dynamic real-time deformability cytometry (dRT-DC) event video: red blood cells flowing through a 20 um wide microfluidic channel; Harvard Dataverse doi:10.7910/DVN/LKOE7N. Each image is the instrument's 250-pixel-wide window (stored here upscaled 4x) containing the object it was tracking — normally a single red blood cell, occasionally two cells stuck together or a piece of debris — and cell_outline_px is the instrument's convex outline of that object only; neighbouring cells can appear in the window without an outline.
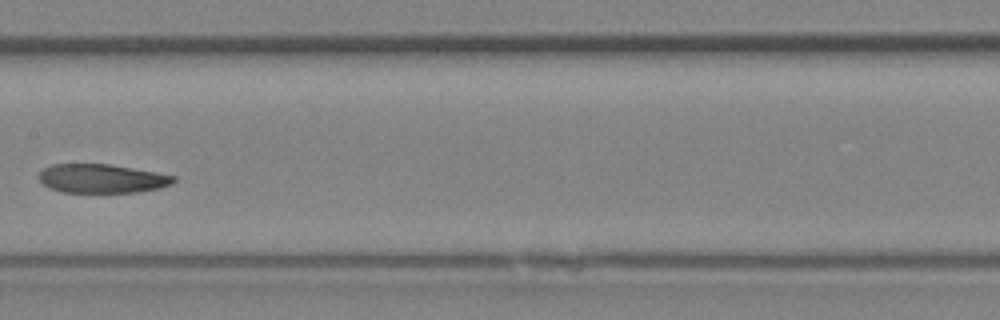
{"species": "Egyptian fruit bat (a non-hibernating species)", "species_latin": "Rousettus aegyptiacus", "temperature_condition": "room temperature", "stored_images_in_passage": 26, "camera_frame_rate_fps": 3000, "um_per_image_px": 0.085, "animal": {"sex": "female"}, "frame": {"image": 1, "passage_image": 8, "time_ms": 2.333, "image_size_px": [1000, 320], "cell_outline_px": [[176, 180], [172, 184], [160, 188], [136, 192], [64, 192], [52, 188], [44, 184], [36, 176], [44, 168], [52, 164], [108, 164], [156, 172], [176, 176]], "centroid_in_image_um": [8.67, 15.17], "position_along_channel_um": 198.7, "area_um2": 22.54}}